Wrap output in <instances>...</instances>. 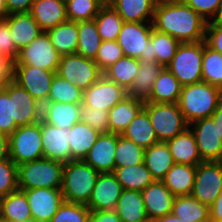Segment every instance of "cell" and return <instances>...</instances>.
Here are the masks:
<instances>
[{
	"mask_svg": "<svg viewBox=\"0 0 222 222\" xmlns=\"http://www.w3.org/2000/svg\"><path fill=\"white\" fill-rule=\"evenodd\" d=\"M100 132L79 121L69 129L71 160H83L97 141Z\"/></svg>",
	"mask_w": 222,
	"mask_h": 222,
	"instance_id": "4316f807",
	"label": "cell"
},
{
	"mask_svg": "<svg viewBox=\"0 0 222 222\" xmlns=\"http://www.w3.org/2000/svg\"><path fill=\"white\" fill-rule=\"evenodd\" d=\"M172 214L186 222H210L209 207L191 195L175 196Z\"/></svg>",
	"mask_w": 222,
	"mask_h": 222,
	"instance_id": "d590c367",
	"label": "cell"
},
{
	"mask_svg": "<svg viewBox=\"0 0 222 222\" xmlns=\"http://www.w3.org/2000/svg\"><path fill=\"white\" fill-rule=\"evenodd\" d=\"M180 42L171 35L152 29L151 33V50L152 61L160 63L166 67L173 57Z\"/></svg>",
	"mask_w": 222,
	"mask_h": 222,
	"instance_id": "60d3db41",
	"label": "cell"
},
{
	"mask_svg": "<svg viewBox=\"0 0 222 222\" xmlns=\"http://www.w3.org/2000/svg\"><path fill=\"white\" fill-rule=\"evenodd\" d=\"M44 158L68 163L71 161L69 129L52 126L41 119Z\"/></svg>",
	"mask_w": 222,
	"mask_h": 222,
	"instance_id": "ac0fdd59",
	"label": "cell"
},
{
	"mask_svg": "<svg viewBox=\"0 0 222 222\" xmlns=\"http://www.w3.org/2000/svg\"><path fill=\"white\" fill-rule=\"evenodd\" d=\"M103 6L111 5L113 0H98Z\"/></svg>",
	"mask_w": 222,
	"mask_h": 222,
	"instance_id": "03108f58",
	"label": "cell"
},
{
	"mask_svg": "<svg viewBox=\"0 0 222 222\" xmlns=\"http://www.w3.org/2000/svg\"><path fill=\"white\" fill-rule=\"evenodd\" d=\"M102 6L98 0H65L67 19L74 22L94 20Z\"/></svg>",
	"mask_w": 222,
	"mask_h": 222,
	"instance_id": "f6af8a7d",
	"label": "cell"
},
{
	"mask_svg": "<svg viewBox=\"0 0 222 222\" xmlns=\"http://www.w3.org/2000/svg\"><path fill=\"white\" fill-rule=\"evenodd\" d=\"M204 40L180 43L175 56L166 66L182 86L202 81Z\"/></svg>",
	"mask_w": 222,
	"mask_h": 222,
	"instance_id": "5b68a950",
	"label": "cell"
},
{
	"mask_svg": "<svg viewBox=\"0 0 222 222\" xmlns=\"http://www.w3.org/2000/svg\"><path fill=\"white\" fill-rule=\"evenodd\" d=\"M206 45L222 55V26L207 22L205 32Z\"/></svg>",
	"mask_w": 222,
	"mask_h": 222,
	"instance_id": "db71d44e",
	"label": "cell"
},
{
	"mask_svg": "<svg viewBox=\"0 0 222 222\" xmlns=\"http://www.w3.org/2000/svg\"><path fill=\"white\" fill-rule=\"evenodd\" d=\"M144 101L127 96L112 109L109 114V132L122 135L128 124L144 107Z\"/></svg>",
	"mask_w": 222,
	"mask_h": 222,
	"instance_id": "484cf974",
	"label": "cell"
},
{
	"mask_svg": "<svg viewBox=\"0 0 222 222\" xmlns=\"http://www.w3.org/2000/svg\"><path fill=\"white\" fill-rule=\"evenodd\" d=\"M80 105L46 102L42 105V120L52 126L70 129L80 121Z\"/></svg>",
	"mask_w": 222,
	"mask_h": 222,
	"instance_id": "603a6c76",
	"label": "cell"
},
{
	"mask_svg": "<svg viewBox=\"0 0 222 222\" xmlns=\"http://www.w3.org/2000/svg\"><path fill=\"white\" fill-rule=\"evenodd\" d=\"M29 13L44 32L68 20L65 0H35Z\"/></svg>",
	"mask_w": 222,
	"mask_h": 222,
	"instance_id": "44dd1931",
	"label": "cell"
},
{
	"mask_svg": "<svg viewBox=\"0 0 222 222\" xmlns=\"http://www.w3.org/2000/svg\"><path fill=\"white\" fill-rule=\"evenodd\" d=\"M35 0H5L8 14L28 13Z\"/></svg>",
	"mask_w": 222,
	"mask_h": 222,
	"instance_id": "6f0895ef",
	"label": "cell"
},
{
	"mask_svg": "<svg viewBox=\"0 0 222 222\" xmlns=\"http://www.w3.org/2000/svg\"><path fill=\"white\" fill-rule=\"evenodd\" d=\"M90 214L86 204L64 201L50 222H89Z\"/></svg>",
	"mask_w": 222,
	"mask_h": 222,
	"instance_id": "bcb514c9",
	"label": "cell"
},
{
	"mask_svg": "<svg viewBox=\"0 0 222 222\" xmlns=\"http://www.w3.org/2000/svg\"><path fill=\"white\" fill-rule=\"evenodd\" d=\"M78 33L79 40L76 53L94 60L102 42L95 20L78 21Z\"/></svg>",
	"mask_w": 222,
	"mask_h": 222,
	"instance_id": "ab89813d",
	"label": "cell"
},
{
	"mask_svg": "<svg viewBox=\"0 0 222 222\" xmlns=\"http://www.w3.org/2000/svg\"><path fill=\"white\" fill-rule=\"evenodd\" d=\"M202 81L222 89V55L209 48L204 40Z\"/></svg>",
	"mask_w": 222,
	"mask_h": 222,
	"instance_id": "ee69618b",
	"label": "cell"
},
{
	"mask_svg": "<svg viewBox=\"0 0 222 222\" xmlns=\"http://www.w3.org/2000/svg\"><path fill=\"white\" fill-rule=\"evenodd\" d=\"M14 222H22V221H14ZM24 222H38V221H35V220L31 219V220H26Z\"/></svg>",
	"mask_w": 222,
	"mask_h": 222,
	"instance_id": "a7ac6f4b",
	"label": "cell"
},
{
	"mask_svg": "<svg viewBox=\"0 0 222 222\" xmlns=\"http://www.w3.org/2000/svg\"><path fill=\"white\" fill-rule=\"evenodd\" d=\"M207 22L184 1H172L156 3L152 25L180 43H187L205 40Z\"/></svg>",
	"mask_w": 222,
	"mask_h": 222,
	"instance_id": "6da1fadb",
	"label": "cell"
},
{
	"mask_svg": "<svg viewBox=\"0 0 222 222\" xmlns=\"http://www.w3.org/2000/svg\"><path fill=\"white\" fill-rule=\"evenodd\" d=\"M145 149L132 140L118 134L115 149V167H126L144 163Z\"/></svg>",
	"mask_w": 222,
	"mask_h": 222,
	"instance_id": "b9f144b4",
	"label": "cell"
},
{
	"mask_svg": "<svg viewBox=\"0 0 222 222\" xmlns=\"http://www.w3.org/2000/svg\"><path fill=\"white\" fill-rule=\"evenodd\" d=\"M94 20L102 41L117 40L124 21L111 5L102 6Z\"/></svg>",
	"mask_w": 222,
	"mask_h": 222,
	"instance_id": "f35d334b",
	"label": "cell"
},
{
	"mask_svg": "<svg viewBox=\"0 0 222 222\" xmlns=\"http://www.w3.org/2000/svg\"><path fill=\"white\" fill-rule=\"evenodd\" d=\"M152 29V22H123L117 42L124 56L152 61Z\"/></svg>",
	"mask_w": 222,
	"mask_h": 222,
	"instance_id": "ba28073f",
	"label": "cell"
},
{
	"mask_svg": "<svg viewBox=\"0 0 222 222\" xmlns=\"http://www.w3.org/2000/svg\"><path fill=\"white\" fill-rule=\"evenodd\" d=\"M111 6L124 22H152L156 2L154 0H113Z\"/></svg>",
	"mask_w": 222,
	"mask_h": 222,
	"instance_id": "f546056e",
	"label": "cell"
},
{
	"mask_svg": "<svg viewBox=\"0 0 222 222\" xmlns=\"http://www.w3.org/2000/svg\"><path fill=\"white\" fill-rule=\"evenodd\" d=\"M210 221H222V190L209 207Z\"/></svg>",
	"mask_w": 222,
	"mask_h": 222,
	"instance_id": "680465c9",
	"label": "cell"
},
{
	"mask_svg": "<svg viewBox=\"0 0 222 222\" xmlns=\"http://www.w3.org/2000/svg\"><path fill=\"white\" fill-rule=\"evenodd\" d=\"M15 47L20 51L37 38L42 30L28 13H14L6 17Z\"/></svg>",
	"mask_w": 222,
	"mask_h": 222,
	"instance_id": "cb8c5ba5",
	"label": "cell"
},
{
	"mask_svg": "<svg viewBox=\"0 0 222 222\" xmlns=\"http://www.w3.org/2000/svg\"><path fill=\"white\" fill-rule=\"evenodd\" d=\"M11 98V120L17 126L32 125L42 119V105L14 80L8 84Z\"/></svg>",
	"mask_w": 222,
	"mask_h": 222,
	"instance_id": "4fadbf2b",
	"label": "cell"
},
{
	"mask_svg": "<svg viewBox=\"0 0 222 222\" xmlns=\"http://www.w3.org/2000/svg\"><path fill=\"white\" fill-rule=\"evenodd\" d=\"M221 100V88L201 81L182 86L177 104L189 125L211 117Z\"/></svg>",
	"mask_w": 222,
	"mask_h": 222,
	"instance_id": "7a4b0ae2",
	"label": "cell"
},
{
	"mask_svg": "<svg viewBox=\"0 0 222 222\" xmlns=\"http://www.w3.org/2000/svg\"><path fill=\"white\" fill-rule=\"evenodd\" d=\"M100 172L84 160L64 163L61 191L70 203L87 204Z\"/></svg>",
	"mask_w": 222,
	"mask_h": 222,
	"instance_id": "3957f363",
	"label": "cell"
},
{
	"mask_svg": "<svg viewBox=\"0 0 222 222\" xmlns=\"http://www.w3.org/2000/svg\"><path fill=\"white\" fill-rule=\"evenodd\" d=\"M122 191L113 172L100 173L86 206L90 211L115 210Z\"/></svg>",
	"mask_w": 222,
	"mask_h": 222,
	"instance_id": "e0dca14e",
	"label": "cell"
},
{
	"mask_svg": "<svg viewBox=\"0 0 222 222\" xmlns=\"http://www.w3.org/2000/svg\"><path fill=\"white\" fill-rule=\"evenodd\" d=\"M30 207L23 190L17 189L7 196L1 197L0 221L14 222L31 220Z\"/></svg>",
	"mask_w": 222,
	"mask_h": 222,
	"instance_id": "d6a6232c",
	"label": "cell"
},
{
	"mask_svg": "<svg viewBox=\"0 0 222 222\" xmlns=\"http://www.w3.org/2000/svg\"><path fill=\"white\" fill-rule=\"evenodd\" d=\"M9 158L17 165L42 159L41 120L32 125L18 126L8 137Z\"/></svg>",
	"mask_w": 222,
	"mask_h": 222,
	"instance_id": "52a82bcc",
	"label": "cell"
},
{
	"mask_svg": "<svg viewBox=\"0 0 222 222\" xmlns=\"http://www.w3.org/2000/svg\"><path fill=\"white\" fill-rule=\"evenodd\" d=\"M80 121L88 124L100 133L109 132V114L107 110L80 105Z\"/></svg>",
	"mask_w": 222,
	"mask_h": 222,
	"instance_id": "c3c4849f",
	"label": "cell"
},
{
	"mask_svg": "<svg viewBox=\"0 0 222 222\" xmlns=\"http://www.w3.org/2000/svg\"><path fill=\"white\" fill-rule=\"evenodd\" d=\"M176 222H186V221H183V219L180 220L178 217H176Z\"/></svg>",
	"mask_w": 222,
	"mask_h": 222,
	"instance_id": "89a4df30",
	"label": "cell"
},
{
	"mask_svg": "<svg viewBox=\"0 0 222 222\" xmlns=\"http://www.w3.org/2000/svg\"><path fill=\"white\" fill-rule=\"evenodd\" d=\"M127 96V90L123 86L102 75L87 90L83 91L82 104L94 109L109 111Z\"/></svg>",
	"mask_w": 222,
	"mask_h": 222,
	"instance_id": "5bb4252c",
	"label": "cell"
},
{
	"mask_svg": "<svg viewBox=\"0 0 222 222\" xmlns=\"http://www.w3.org/2000/svg\"><path fill=\"white\" fill-rule=\"evenodd\" d=\"M46 32L61 56L76 53L79 40L78 22L67 20Z\"/></svg>",
	"mask_w": 222,
	"mask_h": 222,
	"instance_id": "4dcf8cb0",
	"label": "cell"
},
{
	"mask_svg": "<svg viewBox=\"0 0 222 222\" xmlns=\"http://www.w3.org/2000/svg\"><path fill=\"white\" fill-rule=\"evenodd\" d=\"M166 143L169 146L175 163L197 166L203 162L198 151L194 133L189 127L183 133L176 135Z\"/></svg>",
	"mask_w": 222,
	"mask_h": 222,
	"instance_id": "7402d4cb",
	"label": "cell"
},
{
	"mask_svg": "<svg viewBox=\"0 0 222 222\" xmlns=\"http://www.w3.org/2000/svg\"><path fill=\"white\" fill-rule=\"evenodd\" d=\"M163 68L155 61H140L135 80L127 90L128 96L146 102L152 93L154 81Z\"/></svg>",
	"mask_w": 222,
	"mask_h": 222,
	"instance_id": "d4e9b609",
	"label": "cell"
},
{
	"mask_svg": "<svg viewBox=\"0 0 222 222\" xmlns=\"http://www.w3.org/2000/svg\"><path fill=\"white\" fill-rule=\"evenodd\" d=\"M18 128L11 120V98L8 95V84L0 87V134L9 137Z\"/></svg>",
	"mask_w": 222,
	"mask_h": 222,
	"instance_id": "f907efd6",
	"label": "cell"
},
{
	"mask_svg": "<svg viewBox=\"0 0 222 222\" xmlns=\"http://www.w3.org/2000/svg\"><path fill=\"white\" fill-rule=\"evenodd\" d=\"M117 139L118 134L100 133L97 141L83 160L100 173L114 172Z\"/></svg>",
	"mask_w": 222,
	"mask_h": 222,
	"instance_id": "d6986e66",
	"label": "cell"
},
{
	"mask_svg": "<svg viewBox=\"0 0 222 222\" xmlns=\"http://www.w3.org/2000/svg\"><path fill=\"white\" fill-rule=\"evenodd\" d=\"M144 164L155 180L161 181L175 164L166 142H157L145 149Z\"/></svg>",
	"mask_w": 222,
	"mask_h": 222,
	"instance_id": "f1b7e54d",
	"label": "cell"
},
{
	"mask_svg": "<svg viewBox=\"0 0 222 222\" xmlns=\"http://www.w3.org/2000/svg\"><path fill=\"white\" fill-rule=\"evenodd\" d=\"M9 158L8 137L0 134V161Z\"/></svg>",
	"mask_w": 222,
	"mask_h": 222,
	"instance_id": "94428289",
	"label": "cell"
},
{
	"mask_svg": "<svg viewBox=\"0 0 222 222\" xmlns=\"http://www.w3.org/2000/svg\"><path fill=\"white\" fill-rule=\"evenodd\" d=\"M18 188V166L10 159L0 161V197L7 196Z\"/></svg>",
	"mask_w": 222,
	"mask_h": 222,
	"instance_id": "7dc6e473",
	"label": "cell"
},
{
	"mask_svg": "<svg viewBox=\"0 0 222 222\" xmlns=\"http://www.w3.org/2000/svg\"><path fill=\"white\" fill-rule=\"evenodd\" d=\"M83 91L56 74L53 78L47 102L82 104Z\"/></svg>",
	"mask_w": 222,
	"mask_h": 222,
	"instance_id": "7bdbcfd3",
	"label": "cell"
},
{
	"mask_svg": "<svg viewBox=\"0 0 222 222\" xmlns=\"http://www.w3.org/2000/svg\"><path fill=\"white\" fill-rule=\"evenodd\" d=\"M64 163L42 158L18 166V188L61 189Z\"/></svg>",
	"mask_w": 222,
	"mask_h": 222,
	"instance_id": "277c9868",
	"label": "cell"
},
{
	"mask_svg": "<svg viewBox=\"0 0 222 222\" xmlns=\"http://www.w3.org/2000/svg\"><path fill=\"white\" fill-rule=\"evenodd\" d=\"M203 161H222V139L212 117L189 124Z\"/></svg>",
	"mask_w": 222,
	"mask_h": 222,
	"instance_id": "9a60e30c",
	"label": "cell"
},
{
	"mask_svg": "<svg viewBox=\"0 0 222 222\" xmlns=\"http://www.w3.org/2000/svg\"><path fill=\"white\" fill-rule=\"evenodd\" d=\"M141 222H154V220L147 219V220L141 221Z\"/></svg>",
	"mask_w": 222,
	"mask_h": 222,
	"instance_id": "2644e50d",
	"label": "cell"
},
{
	"mask_svg": "<svg viewBox=\"0 0 222 222\" xmlns=\"http://www.w3.org/2000/svg\"><path fill=\"white\" fill-rule=\"evenodd\" d=\"M181 90V83L167 67H164L154 81L152 93L146 102L177 103Z\"/></svg>",
	"mask_w": 222,
	"mask_h": 222,
	"instance_id": "836d02e7",
	"label": "cell"
},
{
	"mask_svg": "<svg viewBox=\"0 0 222 222\" xmlns=\"http://www.w3.org/2000/svg\"><path fill=\"white\" fill-rule=\"evenodd\" d=\"M139 66V59L124 56L106 68L103 75L128 90L135 80Z\"/></svg>",
	"mask_w": 222,
	"mask_h": 222,
	"instance_id": "74e56055",
	"label": "cell"
},
{
	"mask_svg": "<svg viewBox=\"0 0 222 222\" xmlns=\"http://www.w3.org/2000/svg\"><path fill=\"white\" fill-rule=\"evenodd\" d=\"M141 194L148 219L155 220L172 213L175 196L162 181L155 180Z\"/></svg>",
	"mask_w": 222,
	"mask_h": 222,
	"instance_id": "ffe728a7",
	"label": "cell"
},
{
	"mask_svg": "<svg viewBox=\"0 0 222 222\" xmlns=\"http://www.w3.org/2000/svg\"><path fill=\"white\" fill-rule=\"evenodd\" d=\"M154 222H176V216L171 213L155 219Z\"/></svg>",
	"mask_w": 222,
	"mask_h": 222,
	"instance_id": "be15d7a7",
	"label": "cell"
},
{
	"mask_svg": "<svg viewBox=\"0 0 222 222\" xmlns=\"http://www.w3.org/2000/svg\"><path fill=\"white\" fill-rule=\"evenodd\" d=\"M25 192L32 219L50 222L59 206L64 202L61 189L35 188L20 189Z\"/></svg>",
	"mask_w": 222,
	"mask_h": 222,
	"instance_id": "2e32d148",
	"label": "cell"
},
{
	"mask_svg": "<svg viewBox=\"0 0 222 222\" xmlns=\"http://www.w3.org/2000/svg\"><path fill=\"white\" fill-rule=\"evenodd\" d=\"M122 57H124V53L117 40L102 41L94 61L103 72Z\"/></svg>",
	"mask_w": 222,
	"mask_h": 222,
	"instance_id": "681fc988",
	"label": "cell"
},
{
	"mask_svg": "<svg viewBox=\"0 0 222 222\" xmlns=\"http://www.w3.org/2000/svg\"><path fill=\"white\" fill-rule=\"evenodd\" d=\"M217 126L218 136L222 139V100L219 102L216 110L211 116Z\"/></svg>",
	"mask_w": 222,
	"mask_h": 222,
	"instance_id": "91938a15",
	"label": "cell"
},
{
	"mask_svg": "<svg viewBox=\"0 0 222 222\" xmlns=\"http://www.w3.org/2000/svg\"><path fill=\"white\" fill-rule=\"evenodd\" d=\"M122 136L132 140L143 149L149 148L151 145L158 142L154 128L147 110L143 107L137 116L128 124Z\"/></svg>",
	"mask_w": 222,
	"mask_h": 222,
	"instance_id": "1f68e13d",
	"label": "cell"
},
{
	"mask_svg": "<svg viewBox=\"0 0 222 222\" xmlns=\"http://www.w3.org/2000/svg\"><path fill=\"white\" fill-rule=\"evenodd\" d=\"M123 222H141L148 219L141 191L123 190L115 208Z\"/></svg>",
	"mask_w": 222,
	"mask_h": 222,
	"instance_id": "e575fe53",
	"label": "cell"
},
{
	"mask_svg": "<svg viewBox=\"0 0 222 222\" xmlns=\"http://www.w3.org/2000/svg\"><path fill=\"white\" fill-rule=\"evenodd\" d=\"M0 52L13 61L17 59L19 53L13 42L7 19L0 20Z\"/></svg>",
	"mask_w": 222,
	"mask_h": 222,
	"instance_id": "816d5d0a",
	"label": "cell"
},
{
	"mask_svg": "<svg viewBox=\"0 0 222 222\" xmlns=\"http://www.w3.org/2000/svg\"><path fill=\"white\" fill-rule=\"evenodd\" d=\"M57 73L31 65H14V81L41 105L48 101L50 87Z\"/></svg>",
	"mask_w": 222,
	"mask_h": 222,
	"instance_id": "7c38bea8",
	"label": "cell"
},
{
	"mask_svg": "<svg viewBox=\"0 0 222 222\" xmlns=\"http://www.w3.org/2000/svg\"><path fill=\"white\" fill-rule=\"evenodd\" d=\"M89 222H123L115 210L91 211Z\"/></svg>",
	"mask_w": 222,
	"mask_h": 222,
	"instance_id": "9f6ffc18",
	"label": "cell"
},
{
	"mask_svg": "<svg viewBox=\"0 0 222 222\" xmlns=\"http://www.w3.org/2000/svg\"><path fill=\"white\" fill-rule=\"evenodd\" d=\"M61 55L55 50L47 32L42 31L30 44L22 48L14 65H31L57 73Z\"/></svg>",
	"mask_w": 222,
	"mask_h": 222,
	"instance_id": "30bf717a",
	"label": "cell"
},
{
	"mask_svg": "<svg viewBox=\"0 0 222 222\" xmlns=\"http://www.w3.org/2000/svg\"><path fill=\"white\" fill-rule=\"evenodd\" d=\"M211 23H214L215 25H220L222 26V0L219 5L218 11L214 18L210 21Z\"/></svg>",
	"mask_w": 222,
	"mask_h": 222,
	"instance_id": "6125c7cd",
	"label": "cell"
},
{
	"mask_svg": "<svg viewBox=\"0 0 222 222\" xmlns=\"http://www.w3.org/2000/svg\"><path fill=\"white\" fill-rule=\"evenodd\" d=\"M156 3L160 2H172V1H183V0H154Z\"/></svg>",
	"mask_w": 222,
	"mask_h": 222,
	"instance_id": "003e7915",
	"label": "cell"
},
{
	"mask_svg": "<svg viewBox=\"0 0 222 222\" xmlns=\"http://www.w3.org/2000/svg\"><path fill=\"white\" fill-rule=\"evenodd\" d=\"M222 190V161H203L197 165L191 196L210 207Z\"/></svg>",
	"mask_w": 222,
	"mask_h": 222,
	"instance_id": "8fae6325",
	"label": "cell"
},
{
	"mask_svg": "<svg viewBox=\"0 0 222 222\" xmlns=\"http://www.w3.org/2000/svg\"><path fill=\"white\" fill-rule=\"evenodd\" d=\"M183 1L207 21H211L214 18L221 3V0H183Z\"/></svg>",
	"mask_w": 222,
	"mask_h": 222,
	"instance_id": "f5cc1de1",
	"label": "cell"
},
{
	"mask_svg": "<svg viewBox=\"0 0 222 222\" xmlns=\"http://www.w3.org/2000/svg\"><path fill=\"white\" fill-rule=\"evenodd\" d=\"M57 74L85 91L103 75V72L93 59L75 53L61 56Z\"/></svg>",
	"mask_w": 222,
	"mask_h": 222,
	"instance_id": "9c48e42d",
	"label": "cell"
},
{
	"mask_svg": "<svg viewBox=\"0 0 222 222\" xmlns=\"http://www.w3.org/2000/svg\"><path fill=\"white\" fill-rule=\"evenodd\" d=\"M144 108L148 112L158 142H167L189 127L177 103L145 102Z\"/></svg>",
	"mask_w": 222,
	"mask_h": 222,
	"instance_id": "8992f818",
	"label": "cell"
},
{
	"mask_svg": "<svg viewBox=\"0 0 222 222\" xmlns=\"http://www.w3.org/2000/svg\"><path fill=\"white\" fill-rule=\"evenodd\" d=\"M8 15L5 0H0V20L6 19Z\"/></svg>",
	"mask_w": 222,
	"mask_h": 222,
	"instance_id": "e7e4bbea",
	"label": "cell"
},
{
	"mask_svg": "<svg viewBox=\"0 0 222 222\" xmlns=\"http://www.w3.org/2000/svg\"><path fill=\"white\" fill-rule=\"evenodd\" d=\"M14 63L8 57H0V86L10 84L14 80Z\"/></svg>",
	"mask_w": 222,
	"mask_h": 222,
	"instance_id": "11a10c76",
	"label": "cell"
},
{
	"mask_svg": "<svg viewBox=\"0 0 222 222\" xmlns=\"http://www.w3.org/2000/svg\"><path fill=\"white\" fill-rule=\"evenodd\" d=\"M113 173L123 190L143 191L155 181L144 163L126 167H115Z\"/></svg>",
	"mask_w": 222,
	"mask_h": 222,
	"instance_id": "8d00e7d4",
	"label": "cell"
},
{
	"mask_svg": "<svg viewBox=\"0 0 222 222\" xmlns=\"http://www.w3.org/2000/svg\"><path fill=\"white\" fill-rule=\"evenodd\" d=\"M197 166L175 163L161 180L174 196L190 195Z\"/></svg>",
	"mask_w": 222,
	"mask_h": 222,
	"instance_id": "83f0119b",
	"label": "cell"
}]
</instances>
